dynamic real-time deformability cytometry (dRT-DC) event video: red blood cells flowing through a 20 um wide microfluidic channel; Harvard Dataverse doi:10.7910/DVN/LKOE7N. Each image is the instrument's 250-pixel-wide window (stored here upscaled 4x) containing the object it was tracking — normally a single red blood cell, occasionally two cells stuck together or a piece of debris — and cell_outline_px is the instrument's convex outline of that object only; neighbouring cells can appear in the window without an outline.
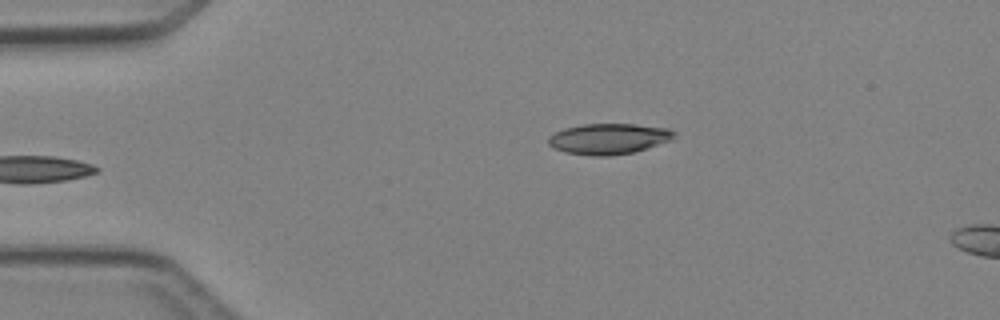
{"species": "Egyptian fruit bat (a non-hibernating species)", "species_latin": "Rousettus aegyptiacus", "temperature_condition": "cold", "stored_images_in_passage": 4, "camera_frame_rate_fps": 3000, "um_per_image_px": 0.085, "animal": {"sex": "female"}, "frame": {"image": 1, "passage_image": 4, "time_ms": 4.333, "image_size_px": [1000, 320], "cell_outline_px": [[676, 136], [668, 140], [648, 148], [636, 152], [608, 156], [592, 156], [564, 152], [552, 148], [548, 144], [548, 136], [564, 128], [584, 124], [636, 124], [668, 128], [676, 132]], "centroid_in_image_um": [51.72, 11.8], "position_along_channel_um": 33.3, "area_um2": 22.66}}